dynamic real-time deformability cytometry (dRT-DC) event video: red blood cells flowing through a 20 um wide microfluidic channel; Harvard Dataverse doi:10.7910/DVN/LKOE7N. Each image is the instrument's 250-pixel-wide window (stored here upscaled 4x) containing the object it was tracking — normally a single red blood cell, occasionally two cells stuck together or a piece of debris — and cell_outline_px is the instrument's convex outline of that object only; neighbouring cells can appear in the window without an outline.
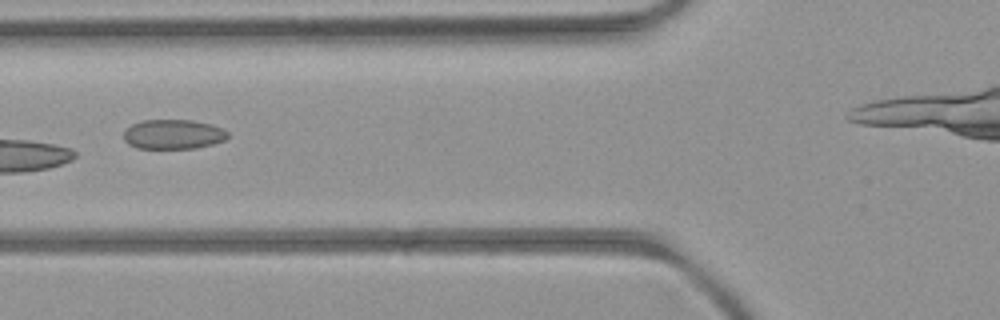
{"species": "common noctule bat (a hibernating species)", "species_latin": "Nyctalus noctula", "temperature_condition": "room temperature", "stored_images_in_passage": 7, "camera_frame_rate_fps": 3000, "um_per_image_px": 0.085, "animal": {"sex": "female", "body_mass_g": 21.9}, "frame": {"image": 1, "passage_image": 6, "time_ms": 6.667, "image_size_px": [1000, 320], "cell_outline_px": [[228, 136], [224, 140], [212, 144], [196, 148], [136, 148], [128, 144], [124, 140], [124, 132], [132, 124], [140, 120], [192, 120], [212, 124], [224, 128], [228, 132]], "centroid_in_image_um": [14.74, 11.41], "position_along_channel_um": 111.1, "area_um2": 18.03}}
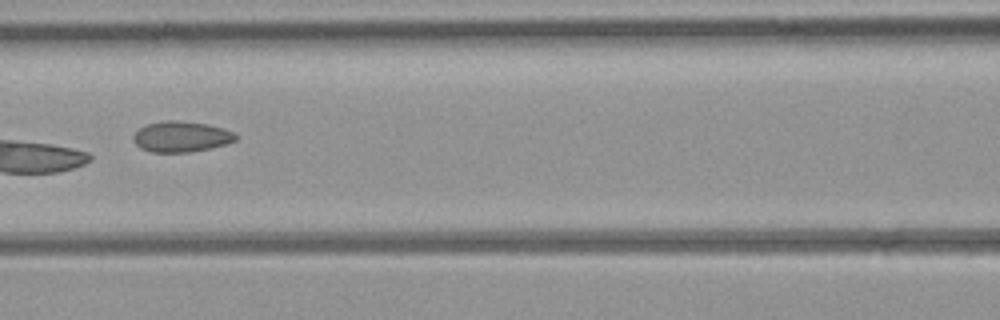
{"frame": {"image": 2, "passage_image": 7, "time_ms": 7.667, "image_size_px": [1000, 320], "cell_outline_px": [[240, 136], [236, 140], [212, 148], [192, 152], [152, 152], [140, 148], [132, 140], [132, 136], [140, 128], [148, 124], [164, 120], [176, 120], [204, 124], [224, 128]], "centroid_in_image_um": [15.4, 11.62], "position_along_channel_um": 151.2, "area_um2": 18.32}}